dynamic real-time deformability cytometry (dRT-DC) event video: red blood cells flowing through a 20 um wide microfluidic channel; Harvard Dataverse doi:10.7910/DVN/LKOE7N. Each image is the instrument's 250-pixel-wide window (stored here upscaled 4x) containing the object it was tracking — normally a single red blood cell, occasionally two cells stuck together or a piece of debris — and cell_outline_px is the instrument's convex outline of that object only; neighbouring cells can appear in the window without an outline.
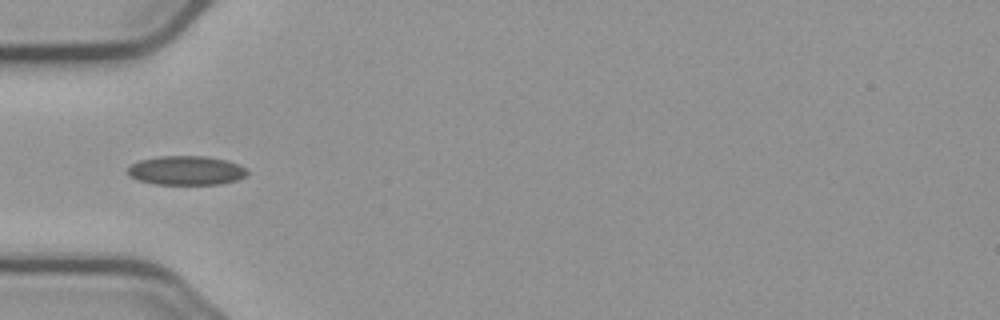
{"species": "common noctule bat (a hibernating species)", "species_latin": "Nyctalus noctula", "temperature_condition": "cold", "stored_images_in_passage": 7, "camera_frame_rate_fps": 3000, "um_per_image_px": 0.085, "animal": {"sex": "male", "body_mass_g": 23.1, "forearm_length_mm": 52.7}, "frame": {"image": 1, "passage_image": 5, "time_ms": 4.667, "image_size_px": [1000, 320], "cell_outline_px": [[248, 172], [244, 176], [236, 180], [220, 184], [156, 184], [136, 180], [128, 176], [128, 168], [132, 164], [140, 160], [160, 156], [204, 156], [228, 160], [244, 168]], "centroid_in_image_um": [15.79, 14.49], "position_along_channel_um": 69.2, "area_um2": 20.17}}
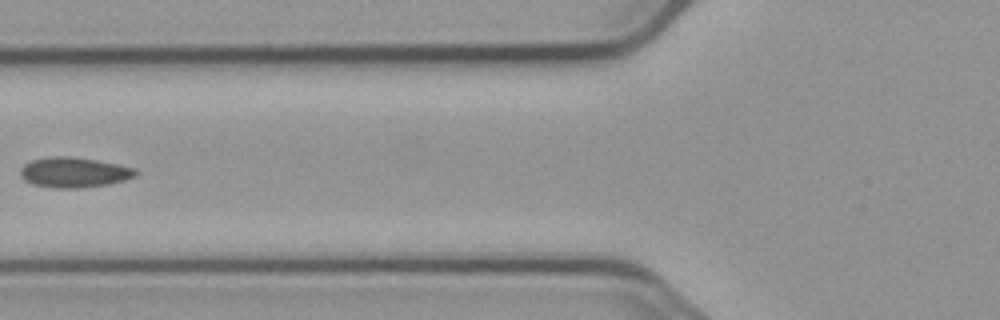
{"frame": {"image": 2, "passage_image": 6, "time_ms": 6.0, "image_size_px": [1000, 320], "cell_outline_px": [[140, 172], [136, 176], [124, 180], [108, 184], [76, 188], [52, 188], [32, 184], [24, 180], [20, 176], [20, 168], [24, 164], [32, 160], [48, 156], [72, 156], [96, 160], [136, 168]], "centroid_in_image_um": [6.28, 14.64], "position_along_channel_um": 119.5, "area_um2": 20.46}}
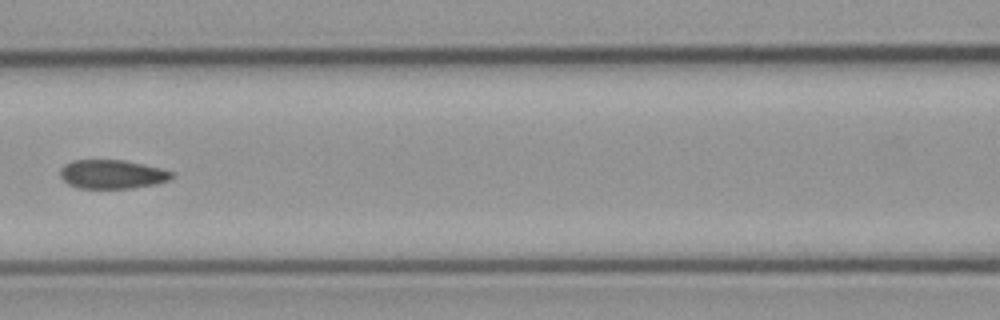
{"frame": {"image": 3, "passage_image": 7, "time_ms": 7.0, "image_size_px": [1000, 320], "cell_outline_px": [[176, 176], [168, 180], [156, 184], [132, 188], [76, 188], [68, 184], [60, 176], [60, 168], [64, 164], [72, 160], [124, 160], [144, 164], [176, 172]], "centroid_in_image_um": [9.55, 14.81], "position_along_channel_um": 157.0, "area_um2": 19.02}}